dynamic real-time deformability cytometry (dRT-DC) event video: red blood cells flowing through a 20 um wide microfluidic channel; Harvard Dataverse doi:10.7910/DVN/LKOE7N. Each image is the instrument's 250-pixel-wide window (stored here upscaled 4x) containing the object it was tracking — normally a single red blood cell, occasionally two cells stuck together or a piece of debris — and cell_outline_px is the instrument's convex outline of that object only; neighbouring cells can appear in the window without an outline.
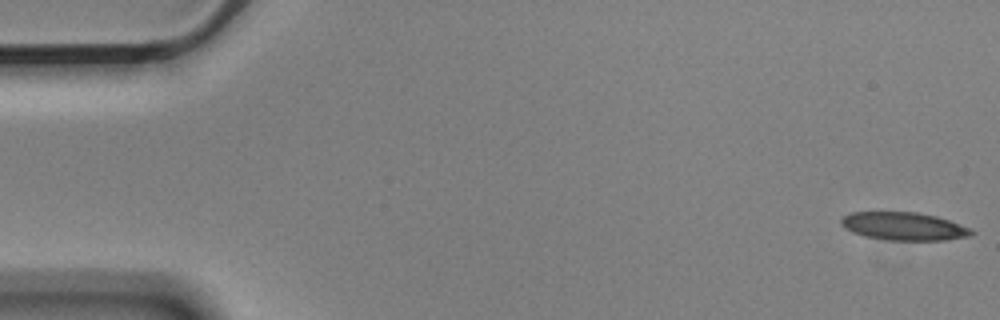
{"species": "Egyptian fruit bat (a non-hibernating species)", "species_latin": "Rousettus aegyptiacus", "temperature_condition": "cold", "stored_images_in_passage": 56, "camera_frame_rate_fps": 3000, "um_per_image_px": 0.085, "animal": {"sex": "male"}, "frame": {"image": 1, "passage_image": 1, "time_ms": 0.0, "image_size_px": [1000, 320], "cell_outline_px": [[976, 232], [968, 236], [944, 240], [888, 240], [864, 236], [852, 232], [844, 228], [840, 224], [840, 220], [844, 216], [852, 212], [916, 212], [936, 216], [972, 228]], "centroid_in_image_um": [76.82, 19.23], "position_along_channel_um": 8.2, "area_um2": 21.27}}
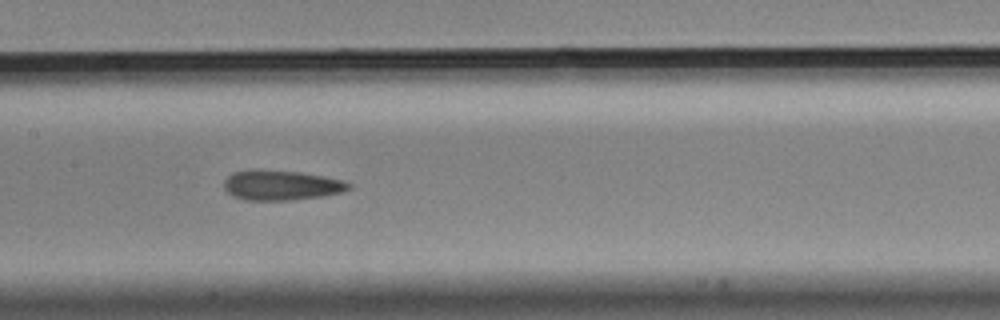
{"frame": {"image": 2, "passage_image": 27, "time_ms": 8.667, "image_size_px": [1000, 320], "cell_outline_px": [[352, 188], [344, 192], [324, 196], [292, 200], [244, 200], [232, 196], [224, 188], [224, 180], [232, 172], [248, 168], [300, 172], [324, 176], [344, 180], [352, 184]], "centroid_in_image_um": [23.91, 15.73], "position_along_channel_um": 183.5, "area_um2": 22.31}}
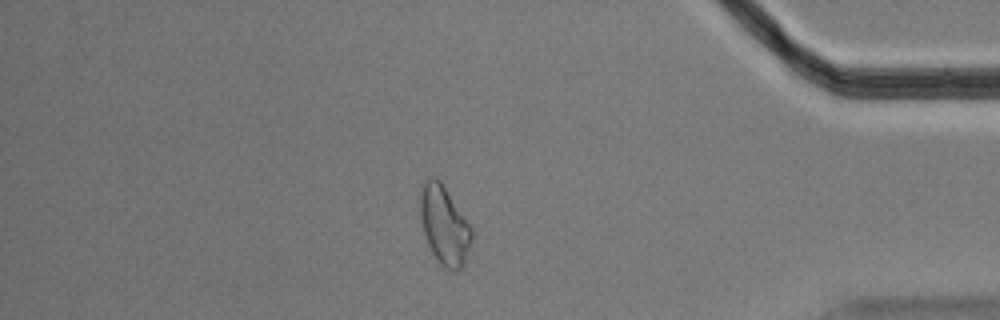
{"frame": {"image": 3, "passage_image": 48, "time_ms": 15.667, "image_size_px": [1000, 320], "cell_outline_px": [[472, 240], [464, 264], [456, 272], [452, 272], [444, 268], [440, 264], [432, 252], [428, 244], [424, 232], [420, 216], [420, 192], [424, 180], [428, 176], [436, 176], [440, 180], [472, 228]], "centroid_in_image_um": [37.76, 19.14], "position_along_channel_um": 397.4, "area_um2": 23.64}, "authors_computed_cell_mechanics": {"area_um2": 21.964, "velocity_mm_per_s": 3.5355, "shape_relaxation_time_tau1_ms": null, "shape_relaxation_time_tau2_ms": 4.5157, "deformation_change_tau1": null, "deformation_change_tau2": 0.1391}}